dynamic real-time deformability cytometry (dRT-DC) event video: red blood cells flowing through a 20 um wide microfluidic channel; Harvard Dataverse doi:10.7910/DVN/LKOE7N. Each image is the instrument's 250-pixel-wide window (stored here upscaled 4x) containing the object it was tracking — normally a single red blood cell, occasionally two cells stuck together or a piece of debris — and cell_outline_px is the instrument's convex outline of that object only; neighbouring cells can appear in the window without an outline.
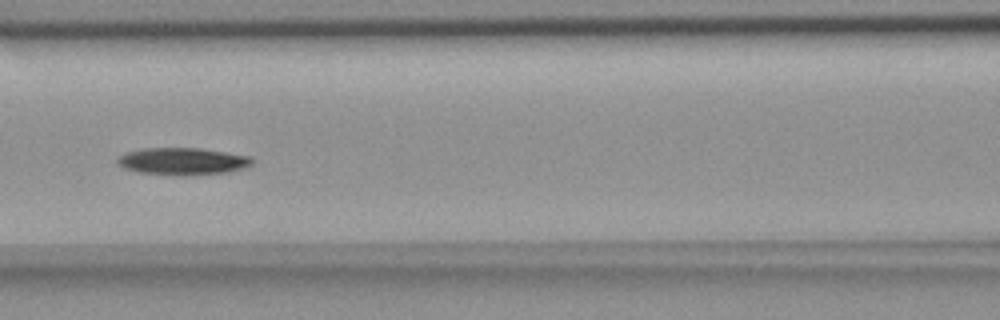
{"species": "common noctule bat (a hibernating species)", "species_latin": "Nyctalus noctula", "temperature_condition": "room temperature", "stored_images_in_passage": 9, "camera_frame_rate_fps": 3000, "um_per_image_px": 0.085, "animal": {"sex": "female", "body_mass_g": 18.4}, "frame": {"image": 1, "passage_image": 7, "time_ms": 7.667, "image_size_px": [1000, 320], "cell_outline_px": [[252, 164], [244, 168], [228, 172], [184, 176], [176, 176], [140, 172], [124, 168], [116, 164], [116, 160], [120, 156], [128, 152], [144, 148], [200, 148], [252, 156]], "centroid_in_image_um": [15.54, 13.72], "position_along_channel_um": 151.1, "area_um2": 21.44}}
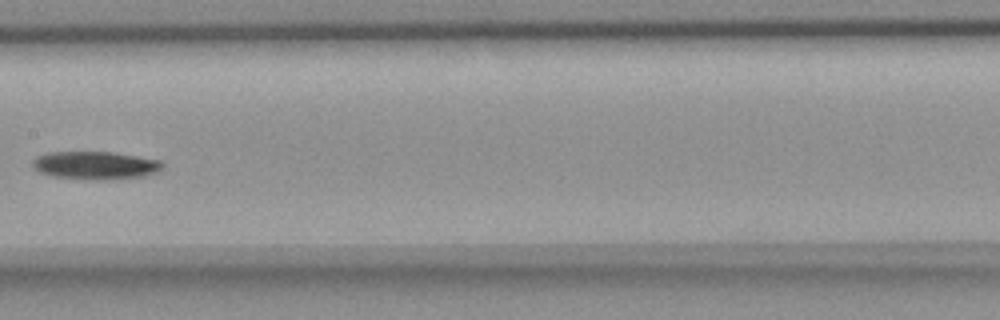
{"frame": {"image": 2, "passage_image": 8, "time_ms": 9.0, "image_size_px": [1000, 320], "cell_outline_px": [[164, 168], [156, 172], [144, 176], [104, 180], [88, 180], [48, 176], [32, 168], [32, 160], [36, 156], [48, 152], [112, 152], [160, 160], [164, 164]], "centroid_in_image_um": [8.06, 14.06], "position_along_channel_um": 199.3, "area_um2": 21.5}}
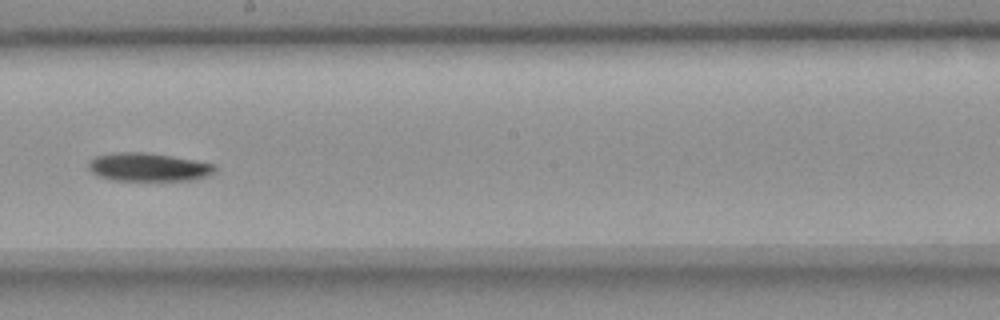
{"frame": {"image": 3, "passage_image": 9, "time_ms": 10.0, "image_size_px": [1000, 320], "cell_outline_px": [[216, 172], [208, 176], [192, 180], [112, 180], [100, 176], [92, 172], [88, 168], [88, 164], [96, 156], [120, 152], [140, 152], [172, 156], [216, 164]], "centroid_in_image_um": [12.66, 14.21], "position_along_channel_um": 235.5, "area_um2": 20.69}}